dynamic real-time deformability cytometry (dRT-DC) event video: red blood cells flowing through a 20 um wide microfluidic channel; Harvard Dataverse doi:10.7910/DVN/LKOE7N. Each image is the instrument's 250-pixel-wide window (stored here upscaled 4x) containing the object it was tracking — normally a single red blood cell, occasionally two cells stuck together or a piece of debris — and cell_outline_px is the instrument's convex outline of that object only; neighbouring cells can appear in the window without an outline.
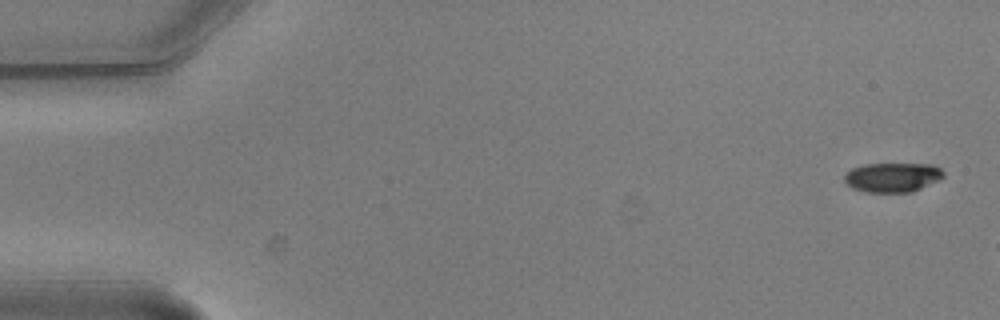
{"species": "common noctule bat (a hibernating species)", "species_latin": "Nyctalus noctula", "temperature_condition": "warm", "stored_images_in_passage": 3, "camera_frame_rate_fps": 3000, "um_per_image_px": 0.085, "animal": {"sex": "male", "body_mass_g": 20.5, "forearm_length_mm": 52.5}, "frame": {"image": 1, "passage_image": 1, "time_ms": 0.0, "image_size_px": [1000, 320], "cell_outline_px": [[944, 176], [912, 192], [864, 192], [852, 188], [844, 184], [844, 176], [852, 168], [864, 164], [932, 164], [940, 168], [944, 172]], "centroid_in_image_um": [75.81, 15.07], "position_along_channel_um": 9.2, "area_um2": 16.94}}